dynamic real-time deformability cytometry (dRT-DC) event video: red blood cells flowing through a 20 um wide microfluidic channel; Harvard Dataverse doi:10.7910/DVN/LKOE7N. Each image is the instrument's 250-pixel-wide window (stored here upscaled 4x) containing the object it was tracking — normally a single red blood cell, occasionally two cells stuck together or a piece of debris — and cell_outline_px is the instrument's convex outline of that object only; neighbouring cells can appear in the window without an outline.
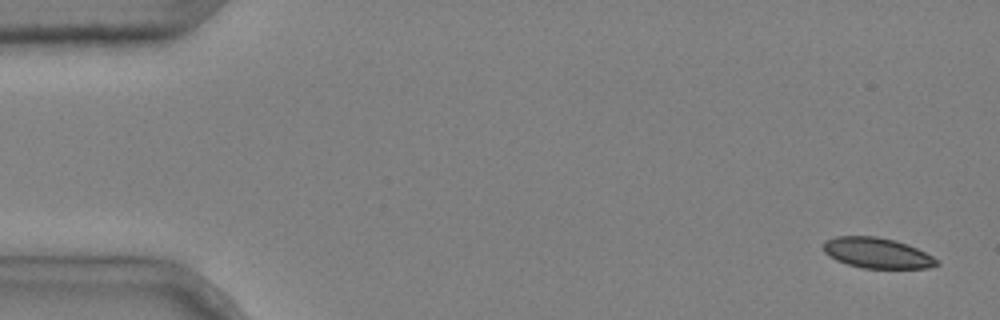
{"species": "common noctule bat (a hibernating species)", "species_latin": "Nyctalus noctula", "temperature_condition": "cold", "stored_images_in_passage": 4, "camera_frame_rate_fps": 3000, "um_per_image_px": 0.085, "animal": {"sex": "male", "body_mass_g": 20.4}, "frame": {"image": 1, "passage_image": 1, "time_ms": 0.0, "image_size_px": [1000, 320], "cell_outline_px": [[940, 264], [928, 268], [864, 268], [848, 264], [836, 260], [828, 256], [824, 252], [824, 240], [836, 236], [876, 236], [896, 240], [916, 248], [940, 260]], "centroid_in_image_um": [74.55, 21.5], "position_along_channel_um": 10.5, "area_um2": 20.17}}
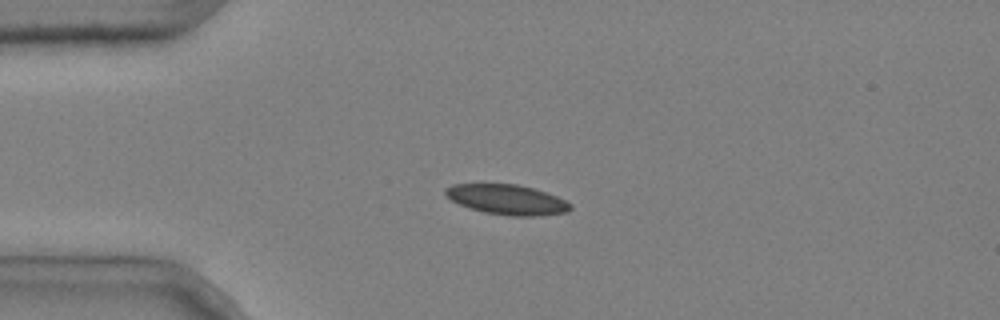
{"frame": {"image": 2, "passage_image": 4, "time_ms": 1.0, "image_size_px": [1000, 320], "cell_outline_px": [[572, 208], [568, 212], [540, 216], [508, 216], [484, 212], [468, 208], [452, 200], [444, 192], [444, 188], [452, 184], [516, 184], [532, 188], [556, 196], [572, 204]], "centroid_in_image_um": [43.1, 16.97], "position_along_channel_um": 41.9, "area_um2": 21.85}}